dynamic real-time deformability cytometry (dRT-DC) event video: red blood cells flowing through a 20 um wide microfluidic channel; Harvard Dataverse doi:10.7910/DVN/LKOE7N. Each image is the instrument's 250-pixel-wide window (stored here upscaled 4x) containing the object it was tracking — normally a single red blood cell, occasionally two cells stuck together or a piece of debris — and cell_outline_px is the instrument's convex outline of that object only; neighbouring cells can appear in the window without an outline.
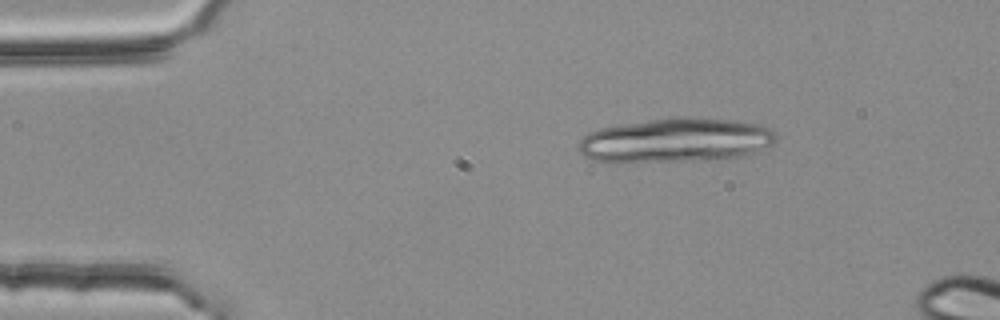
{"species": "common noctule bat (a hibernating species)", "species_latin": "Nyctalus noctula", "temperature_condition": "room temperature", "stored_images_in_passage": 3, "camera_frame_rate_fps": 3000, "um_per_image_px": 0.085, "animal": {"sex": "female", "body_mass_g": 25.1}, "frame": {"image": 1, "passage_image": 1, "time_ms": 0.0, "image_size_px": [1000, 320], "cell_outline_px": [[776, 136], [772, 144], [748, 156], [716, 160], [624, 164], [608, 164], [592, 160], [584, 156], [580, 152], [580, 140], [588, 132], [600, 128], [620, 124], [648, 120], [684, 116], [692, 116], [732, 120], [764, 124], [772, 128], [776, 132]], "centroid_in_image_um": [57.44, 11.96], "position_along_channel_um": 27.6, "area_um2": 52.77}}